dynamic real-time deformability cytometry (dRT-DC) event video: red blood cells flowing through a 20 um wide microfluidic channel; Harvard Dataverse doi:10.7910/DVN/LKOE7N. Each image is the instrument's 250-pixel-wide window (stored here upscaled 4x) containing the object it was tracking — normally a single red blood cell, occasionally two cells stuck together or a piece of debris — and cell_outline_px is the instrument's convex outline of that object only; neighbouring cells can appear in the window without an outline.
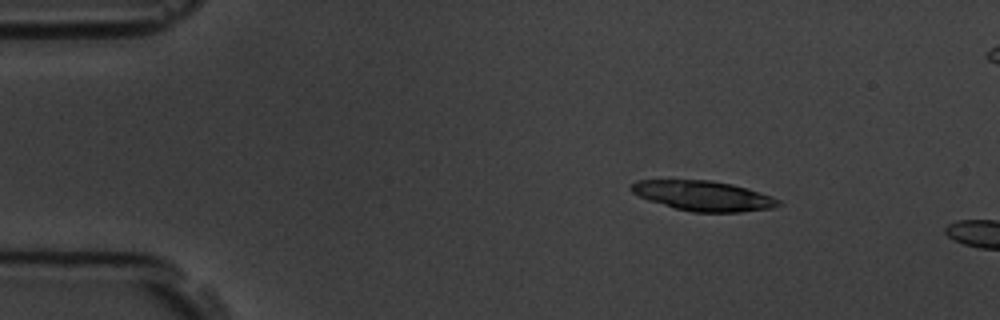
{"species": "common noctule bat (a hibernating species)", "species_latin": "Nyctalus noctula", "temperature_condition": "room temperature", "stored_images_in_passage": 2, "camera_frame_rate_fps": 3000, "um_per_image_px": 0.085, "animal": {"sex": "male", "body_mass_g": 19.5, "forearm_length_mm": 54.6}, "frame": {"image": 1, "passage_image": 1, "time_ms": 0.0, "image_size_px": [1000, 320], "cell_outline_px": [[784, 204], [772, 208], [740, 212], [692, 212], [676, 208], [648, 200], [632, 192], [628, 188], [636, 180], [712, 180], [732, 184], [748, 188], [772, 196], [780, 200]], "centroid_in_image_um": [59.81, 16.64], "position_along_channel_um": 25.2, "area_um2": 25.78}}